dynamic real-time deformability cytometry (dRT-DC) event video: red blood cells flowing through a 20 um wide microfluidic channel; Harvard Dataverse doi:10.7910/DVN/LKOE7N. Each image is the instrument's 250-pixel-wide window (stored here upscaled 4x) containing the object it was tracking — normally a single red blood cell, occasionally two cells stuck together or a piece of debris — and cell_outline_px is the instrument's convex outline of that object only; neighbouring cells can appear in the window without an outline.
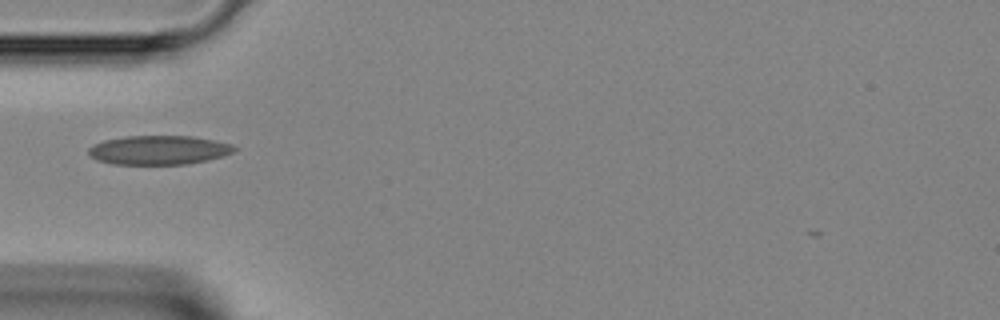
{"species": "Egyptian fruit bat (a non-hibernating species)", "species_latin": "Rousettus aegyptiacus", "temperature_condition": "room temperature", "stored_images_in_passage": 34, "camera_frame_rate_fps": 3000, "um_per_image_px": 0.085, "animal": {"sex": "female"}, "frame": {"image": 1, "passage_image": 3, "time_ms": 0.667, "image_size_px": [1000, 320], "cell_outline_px": [[240, 148], [224, 156], [208, 160], [184, 164], [112, 164], [96, 160], [88, 152], [88, 148], [92, 144], [104, 140], [124, 136], [192, 136], [232, 144]], "centroid_in_image_um": [13.49, 12.75], "position_along_channel_um": 71.5, "area_um2": 24.8}}
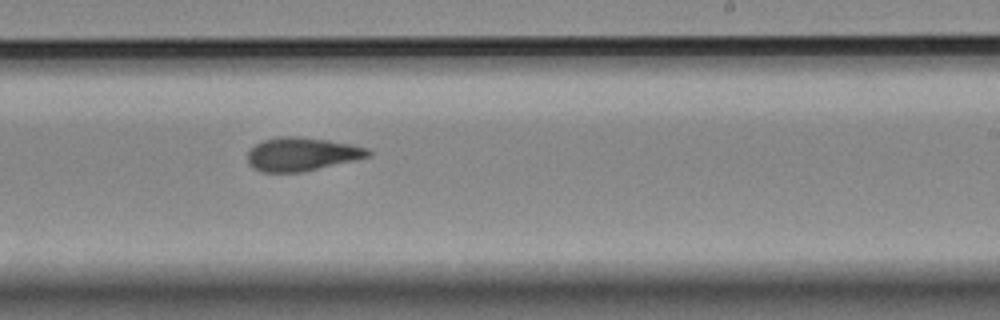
{"frame": {"image": 2, "passage_image": 16, "time_ms": 5.0, "image_size_px": [1000, 320], "cell_outline_px": [[372, 152], [368, 156], [304, 172], [260, 172], [252, 168], [248, 164], [248, 152], [256, 144], [264, 140], [280, 136], [300, 136], [328, 140], [368, 148]], "centroid_in_image_um": [25.6, 13.1], "position_along_channel_um": 263.4, "area_um2": 23.35}}
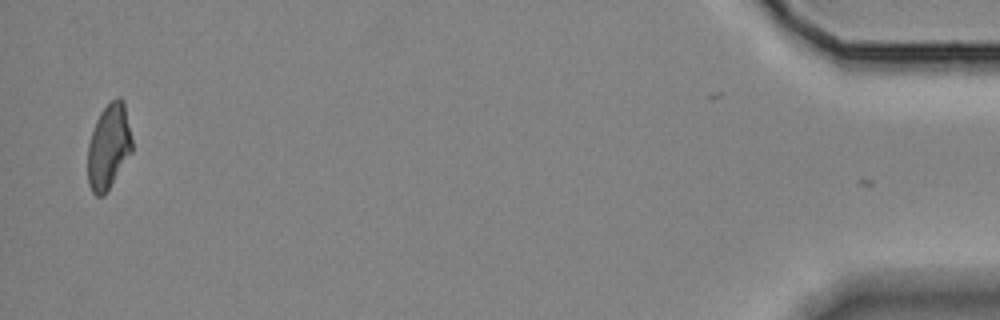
{"frame": {"image": 3, "passage_image": 33, "time_ms": 10.667, "image_size_px": [1000, 320], "cell_outline_px": [[132, 152], [104, 196], [96, 196], [92, 192], [88, 184], [88, 144], [96, 120], [100, 112], [116, 96], [120, 96], [124, 100], [132, 140]], "centroid_in_image_um": [9.24, 12.45], "position_along_channel_um": 426.0, "area_um2": 22.02}}